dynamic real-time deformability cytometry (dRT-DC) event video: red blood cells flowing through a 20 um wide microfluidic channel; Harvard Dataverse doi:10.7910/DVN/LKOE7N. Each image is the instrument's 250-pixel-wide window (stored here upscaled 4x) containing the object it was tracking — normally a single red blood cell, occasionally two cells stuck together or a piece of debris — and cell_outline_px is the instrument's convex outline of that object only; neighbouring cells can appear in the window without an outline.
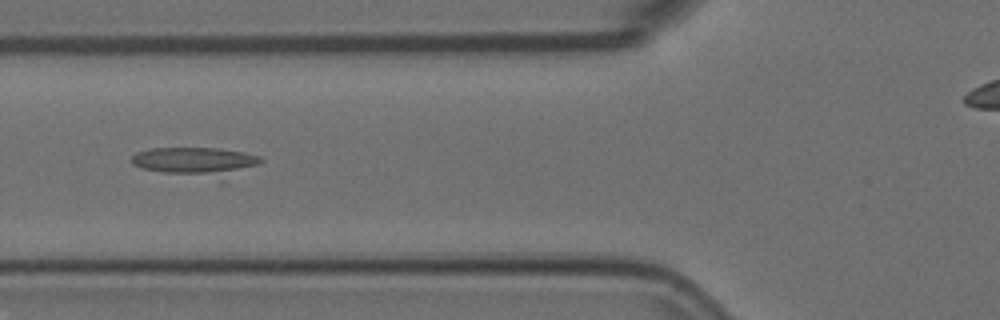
{"species": "Egyptian fruit bat (a non-hibernating species)", "species_latin": "Rousettus aegyptiacus", "temperature_condition": "room temperature", "stored_images_in_passage": 3, "camera_frame_rate_fps": 3000, "um_per_image_px": 0.085, "animal": {"sex": "female"}, "frame": {"image": 1, "passage_image": 3, "time_ms": 0.667, "image_size_px": [1000, 320], "cell_outline_px": [[264, 160], [260, 164], [236, 168], [208, 172], [164, 172], [140, 168], [132, 164], [132, 156], [136, 152], [148, 148], [220, 148], [244, 152], [260, 156]], "centroid_in_image_um": [16.41, 13.57], "position_along_channel_um": 109.4, "area_um2": 18.79}}